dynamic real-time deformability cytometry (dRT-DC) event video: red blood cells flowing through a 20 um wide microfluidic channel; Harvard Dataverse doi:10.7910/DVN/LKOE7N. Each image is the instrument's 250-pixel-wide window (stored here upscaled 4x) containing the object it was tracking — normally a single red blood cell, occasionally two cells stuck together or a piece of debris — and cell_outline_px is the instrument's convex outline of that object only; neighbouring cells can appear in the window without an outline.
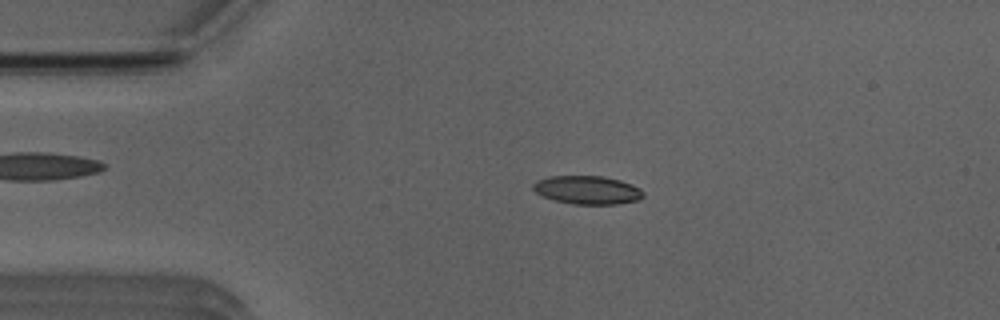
{"species": "Egyptian fruit bat (a non-hibernating species)", "species_latin": "Rousettus aegyptiacus", "temperature_condition": "room temperature", "stored_images_in_passage": 51, "camera_frame_rate_fps": 3000, "um_per_image_px": 0.085, "animal": {"sex": "male"}, "frame": {"image": 1, "passage_image": 10, "time_ms": 3.0, "image_size_px": [1000, 320], "cell_outline_px": [[644, 196], [640, 200], [616, 204], [572, 204], [556, 200], [544, 196], [536, 192], [532, 188], [532, 184], [536, 180], [548, 176], [604, 176], [620, 180], [632, 184], [640, 188], [644, 192]], "centroid_in_image_um": [49.95, 16.14], "position_along_channel_um": 35.1, "area_um2": 18.32}}
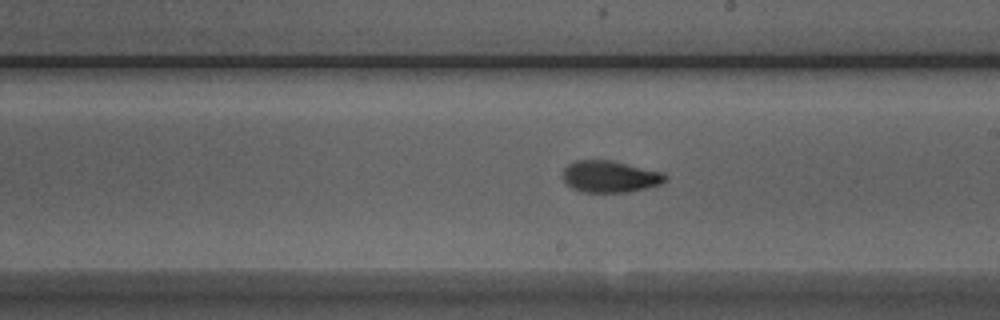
{"frame": {"image": 2, "passage_image": 28, "time_ms": 9.0, "image_size_px": [1000, 320], "cell_outline_px": [[668, 180], [660, 184], [628, 192], [580, 192], [572, 188], [564, 180], [564, 168], [568, 164], [576, 160], [608, 160], [664, 172], [668, 176]], "centroid_in_image_um": [51.87, 15.01], "position_along_channel_um": 237.1, "area_um2": 18.84}}
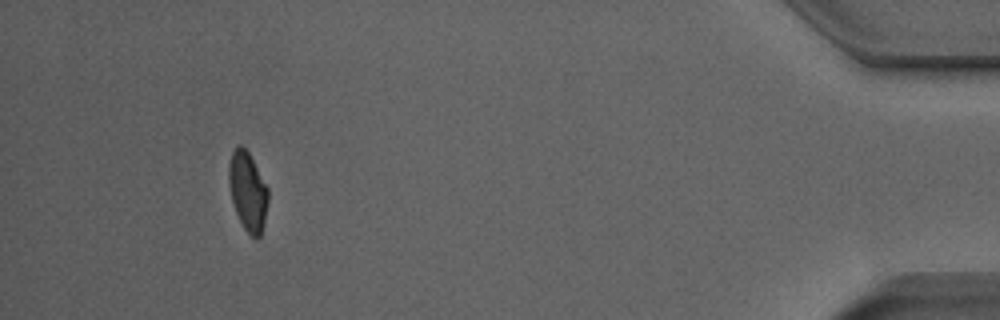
{"frame": {"image": 3, "passage_image": 47, "time_ms": 15.333, "image_size_px": [1000, 320], "cell_outline_px": [[268, 200], [264, 224], [260, 236], [256, 240], [244, 228], [236, 212], [232, 200], [228, 184], [228, 164], [232, 152], [240, 144], [248, 152], [268, 188]], "centroid_in_image_um": [21.05, 16.27], "position_along_channel_um": 414.1, "area_um2": 17.92}, "authors_computed_cell_mechanics": {"area_um2": 18.5538, "velocity_mm_per_s": 3.9404, "shape_relaxation_time_tau1_ms": 8.0895, "shape_relaxation_time_tau2_ms": 1.5816, "deformation_change_tau1": 0.2086, "deformation_change_tau2": 0.0659}}